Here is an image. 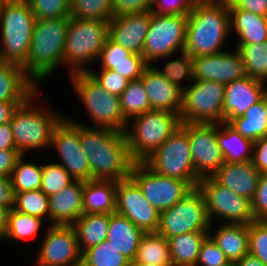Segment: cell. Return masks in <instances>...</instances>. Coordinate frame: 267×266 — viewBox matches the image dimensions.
<instances>
[{
	"label": "cell",
	"instance_id": "obj_10",
	"mask_svg": "<svg viewBox=\"0 0 267 266\" xmlns=\"http://www.w3.org/2000/svg\"><path fill=\"white\" fill-rule=\"evenodd\" d=\"M187 14L158 15L150 12V25L142 56L147 64L173 57L185 48ZM173 55V56H172Z\"/></svg>",
	"mask_w": 267,
	"mask_h": 266
},
{
	"label": "cell",
	"instance_id": "obj_17",
	"mask_svg": "<svg viewBox=\"0 0 267 266\" xmlns=\"http://www.w3.org/2000/svg\"><path fill=\"white\" fill-rule=\"evenodd\" d=\"M37 256L40 266H81L82 252L72 225H49Z\"/></svg>",
	"mask_w": 267,
	"mask_h": 266
},
{
	"label": "cell",
	"instance_id": "obj_44",
	"mask_svg": "<svg viewBox=\"0 0 267 266\" xmlns=\"http://www.w3.org/2000/svg\"><path fill=\"white\" fill-rule=\"evenodd\" d=\"M73 181L74 179L60 164H45L43 165L40 190L48 197H51L70 185Z\"/></svg>",
	"mask_w": 267,
	"mask_h": 266
},
{
	"label": "cell",
	"instance_id": "obj_61",
	"mask_svg": "<svg viewBox=\"0 0 267 266\" xmlns=\"http://www.w3.org/2000/svg\"><path fill=\"white\" fill-rule=\"evenodd\" d=\"M221 266H237V265H236V262L229 261V262H227V263H225L224 265H221Z\"/></svg>",
	"mask_w": 267,
	"mask_h": 266
},
{
	"label": "cell",
	"instance_id": "obj_60",
	"mask_svg": "<svg viewBox=\"0 0 267 266\" xmlns=\"http://www.w3.org/2000/svg\"><path fill=\"white\" fill-rule=\"evenodd\" d=\"M130 266H173V265H158V264H150V263H142L137 261H132Z\"/></svg>",
	"mask_w": 267,
	"mask_h": 266
},
{
	"label": "cell",
	"instance_id": "obj_25",
	"mask_svg": "<svg viewBox=\"0 0 267 266\" xmlns=\"http://www.w3.org/2000/svg\"><path fill=\"white\" fill-rule=\"evenodd\" d=\"M98 59L102 60L101 69H111L130 81L139 79L148 65L141 54L131 53L109 37L105 40Z\"/></svg>",
	"mask_w": 267,
	"mask_h": 266
},
{
	"label": "cell",
	"instance_id": "obj_43",
	"mask_svg": "<svg viewBox=\"0 0 267 266\" xmlns=\"http://www.w3.org/2000/svg\"><path fill=\"white\" fill-rule=\"evenodd\" d=\"M181 57L167 61L164 69H159L155 66L157 71L163 75L169 82L175 85L182 92L186 88L185 85L181 83L186 78L193 81L192 77V57H190L186 52L180 53ZM184 79V80H183Z\"/></svg>",
	"mask_w": 267,
	"mask_h": 266
},
{
	"label": "cell",
	"instance_id": "obj_8",
	"mask_svg": "<svg viewBox=\"0 0 267 266\" xmlns=\"http://www.w3.org/2000/svg\"><path fill=\"white\" fill-rule=\"evenodd\" d=\"M69 76L75 93L93 120V126L124 133L128 121L122 114L120 97L106 91L87 71Z\"/></svg>",
	"mask_w": 267,
	"mask_h": 266
},
{
	"label": "cell",
	"instance_id": "obj_45",
	"mask_svg": "<svg viewBox=\"0 0 267 266\" xmlns=\"http://www.w3.org/2000/svg\"><path fill=\"white\" fill-rule=\"evenodd\" d=\"M36 19L70 18L71 0H27Z\"/></svg>",
	"mask_w": 267,
	"mask_h": 266
},
{
	"label": "cell",
	"instance_id": "obj_57",
	"mask_svg": "<svg viewBox=\"0 0 267 266\" xmlns=\"http://www.w3.org/2000/svg\"><path fill=\"white\" fill-rule=\"evenodd\" d=\"M5 149H16L10 123L0 125V151Z\"/></svg>",
	"mask_w": 267,
	"mask_h": 266
},
{
	"label": "cell",
	"instance_id": "obj_22",
	"mask_svg": "<svg viewBox=\"0 0 267 266\" xmlns=\"http://www.w3.org/2000/svg\"><path fill=\"white\" fill-rule=\"evenodd\" d=\"M153 64H148L140 77L152 110L180 114L182 91L161 75Z\"/></svg>",
	"mask_w": 267,
	"mask_h": 266
},
{
	"label": "cell",
	"instance_id": "obj_11",
	"mask_svg": "<svg viewBox=\"0 0 267 266\" xmlns=\"http://www.w3.org/2000/svg\"><path fill=\"white\" fill-rule=\"evenodd\" d=\"M189 85L182 92L181 123L223 122L225 84L193 80Z\"/></svg>",
	"mask_w": 267,
	"mask_h": 266
},
{
	"label": "cell",
	"instance_id": "obj_36",
	"mask_svg": "<svg viewBox=\"0 0 267 266\" xmlns=\"http://www.w3.org/2000/svg\"><path fill=\"white\" fill-rule=\"evenodd\" d=\"M244 63L248 77L267 81V40L259 44H238L235 48Z\"/></svg>",
	"mask_w": 267,
	"mask_h": 266
},
{
	"label": "cell",
	"instance_id": "obj_54",
	"mask_svg": "<svg viewBox=\"0 0 267 266\" xmlns=\"http://www.w3.org/2000/svg\"><path fill=\"white\" fill-rule=\"evenodd\" d=\"M229 9H243L264 16L267 0H227Z\"/></svg>",
	"mask_w": 267,
	"mask_h": 266
},
{
	"label": "cell",
	"instance_id": "obj_5",
	"mask_svg": "<svg viewBox=\"0 0 267 266\" xmlns=\"http://www.w3.org/2000/svg\"><path fill=\"white\" fill-rule=\"evenodd\" d=\"M35 22L27 0H9L0 8V61L20 65L26 74Z\"/></svg>",
	"mask_w": 267,
	"mask_h": 266
},
{
	"label": "cell",
	"instance_id": "obj_18",
	"mask_svg": "<svg viewBox=\"0 0 267 266\" xmlns=\"http://www.w3.org/2000/svg\"><path fill=\"white\" fill-rule=\"evenodd\" d=\"M116 213L128 218L144 233L156 232L158 229L160 212L147 201L130 177L118 181Z\"/></svg>",
	"mask_w": 267,
	"mask_h": 266
},
{
	"label": "cell",
	"instance_id": "obj_6",
	"mask_svg": "<svg viewBox=\"0 0 267 266\" xmlns=\"http://www.w3.org/2000/svg\"><path fill=\"white\" fill-rule=\"evenodd\" d=\"M130 120L124 133L135 162H143L181 125L179 114L163 110H149Z\"/></svg>",
	"mask_w": 267,
	"mask_h": 266
},
{
	"label": "cell",
	"instance_id": "obj_19",
	"mask_svg": "<svg viewBox=\"0 0 267 266\" xmlns=\"http://www.w3.org/2000/svg\"><path fill=\"white\" fill-rule=\"evenodd\" d=\"M246 76L244 63L236 49L233 52L225 50L218 54L192 57L193 80L228 84Z\"/></svg>",
	"mask_w": 267,
	"mask_h": 266
},
{
	"label": "cell",
	"instance_id": "obj_48",
	"mask_svg": "<svg viewBox=\"0 0 267 266\" xmlns=\"http://www.w3.org/2000/svg\"><path fill=\"white\" fill-rule=\"evenodd\" d=\"M227 262L225 253L208 235L201 245L195 266H221Z\"/></svg>",
	"mask_w": 267,
	"mask_h": 266
},
{
	"label": "cell",
	"instance_id": "obj_1",
	"mask_svg": "<svg viewBox=\"0 0 267 266\" xmlns=\"http://www.w3.org/2000/svg\"><path fill=\"white\" fill-rule=\"evenodd\" d=\"M79 123V137L91 169V180L120 181L129 178L132 159L125 133Z\"/></svg>",
	"mask_w": 267,
	"mask_h": 266
},
{
	"label": "cell",
	"instance_id": "obj_58",
	"mask_svg": "<svg viewBox=\"0 0 267 266\" xmlns=\"http://www.w3.org/2000/svg\"><path fill=\"white\" fill-rule=\"evenodd\" d=\"M237 266H265L264 263L251 253H247L236 262Z\"/></svg>",
	"mask_w": 267,
	"mask_h": 266
},
{
	"label": "cell",
	"instance_id": "obj_41",
	"mask_svg": "<svg viewBox=\"0 0 267 266\" xmlns=\"http://www.w3.org/2000/svg\"><path fill=\"white\" fill-rule=\"evenodd\" d=\"M70 17L110 21L113 17L112 0H71Z\"/></svg>",
	"mask_w": 267,
	"mask_h": 266
},
{
	"label": "cell",
	"instance_id": "obj_59",
	"mask_svg": "<svg viewBox=\"0 0 267 266\" xmlns=\"http://www.w3.org/2000/svg\"><path fill=\"white\" fill-rule=\"evenodd\" d=\"M10 209L0 205V239L6 237Z\"/></svg>",
	"mask_w": 267,
	"mask_h": 266
},
{
	"label": "cell",
	"instance_id": "obj_52",
	"mask_svg": "<svg viewBox=\"0 0 267 266\" xmlns=\"http://www.w3.org/2000/svg\"><path fill=\"white\" fill-rule=\"evenodd\" d=\"M251 162L263 174L267 173V135L253 145Z\"/></svg>",
	"mask_w": 267,
	"mask_h": 266
},
{
	"label": "cell",
	"instance_id": "obj_14",
	"mask_svg": "<svg viewBox=\"0 0 267 266\" xmlns=\"http://www.w3.org/2000/svg\"><path fill=\"white\" fill-rule=\"evenodd\" d=\"M147 201L160 213L184 198L194 188L186 181L159 175L144 162H135L129 176Z\"/></svg>",
	"mask_w": 267,
	"mask_h": 266
},
{
	"label": "cell",
	"instance_id": "obj_21",
	"mask_svg": "<svg viewBox=\"0 0 267 266\" xmlns=\"http://www.w3.org/2000/svg\"><path fill=\"white\" fill-rule=\"evenodd\" d=\"M265 85L248 76L225 84L223 121L229 123L232 119L243 116L249 107L267 94Z\"/></svg>",
	"mask_w": 267,
	"mask_h": 266
},
{
	"label": "cell",
	"instance_id": "obj_55",
	"mask_svg": "<svg viewBox=\"0 0 267 266\" xmlns=\"http://www.w3.org/2000/svg\"><path fill=\"white\" fill-rule=\"evenodd\" d=\"M14 198L11 179L9 177L0 178V205L11 210L14 207Z\"/></svg>",
	"mask_w": 267,
	"mask_h": 266
},
{
	"label": "cell",
	"instance_id": "obj_53",
	"mask_svg": "<svg viewBox=\"0 0 267 266\" xmlns=\"http://www.w3.org/2000/svg\"><path fill=\"white\" fill-rule=\"evenodd\" d=\"M22 154L17 149H5L0 151V178L11 176L17 160Z\"/></svg>",
	"mask_w": 267,
	"mask_h": 266
},
{
	"label": "cell",
	"instance_id": "obj_9",
	"mask_svg": "<svg viewBox=\"0 0 267 266\" xmlns=\"http://www.w3.org/2000/svg\"><path fill=\"white\" fill-rule=\"evenodd\" d=\"M143 162L159 175L186 181L193 188L201 180L192 162L188 133L181 126Z\"/></svg>",
	"mask_w": 267,
	"mask_h": 266
},
{
	"label": "cell",
	"instance_id": "obj_31",
	"mask_svg": "<svg viewBox=\"0 0 267 266\" xmlns=\"http://www.w3.org/2000/svg\"><path fill=\"white\" fill-rule=\"evenodd\" d=\"M216 138L225 162L239 163L252 160L253 145L229 123H216Z\"/></svg>",
	"mask_w": 267,
	"mask_h": 266
},
{
	"label": "cell",
	"instance_id": "obj_49",
	"mask_svg": "<svg viewBox=\"0 0 267 266\" xmlns=\"http://www.w3.org/2000/svg\"><path fill=\"white\" fill-rule=\"evenodd\" d=\"M200 0H154L152 13L158 15H184L188 14Z\"/></svg>",
	"mask_w": 267,
	"mask_h": 266
},
{
	"label": "cell",
	"instance_id": "obj_27",
	"mask_svg": "<svg viewBox=\"0 0 267 266\" xmlns=\"http://www.w3.org/2000/svg\"><path fill=\"white\" fill-rule=\"evenodd\" d=\"M214 225L210 224L208 235L225 253L228 261L237 262L249 252L247 224L221 223L216 231L213 229Z\"/></svg>",
	"mask_w": 267,
	"mask_h": 266
},
{
	"label": "cell",
	"instance_id": "obj_47",
	"mask_svg": "<svg viewBox=\"0 0 267 266\" xmlns=\"http://www.w3.org/2000/svg\"><path fill=\"white\" fill-rule=\"evenodd\" d=\"M91 76L109 93L120 96L130 80L111 69H101L100 75L89 69Z\"/></svg>",
	"mask_w": 267,
	"mask_h": 266
},
{
	"label": "cell",
	"instance_id": "obj_12",
	"mask_svg": "<svg viewBox=\"0 0 267 266\" xmlns=\"http://www.w3.org/2000/svg\"><path fill=\"white\" fill-rule=\"evenodd\" d=\"M197 188L202 193L211 224L215 218L223 223L249 224L255 220L251 201L218 184L212 177L202 178Z\"/></svg>",
	"mask_w": 267,
	"mask_h": 266
},
{
	"label": "cell",
	"instance_id": "obj_29",
	"mask_svg": "<svg viewBox=\"0 0 267 266\" xmlns=\"http://www.w3.org/2000/svg\"><path fill=\"white\" fill-rule=\"evenodd\" d=\"M230 33L238 37L237 44H259L267 40L264 16L243 9H229Z\"/></svg>",
	"mask_w": 267,
	"mask_h": 266
},
{
	"label": "cell",
	"instance_id": "obj_16",
	"mask_svg": "<svg viewBox=\"0 0 267 266\" xmlns=\"http://www.w3.org/2000/svg\"><path fill=\"white\" fill-rule=\"evenodd\" d=\"M50 147H54L60 157V164L77 181H90L91 169L79 137V123L64 117L56 126Z\"/></svg>",
	"mask_w": 267,
	"mask_h": 266
},
{
	"label": "cell",
	"instance_id": "obj_13",
	"mask_svg": "<svg viewBox=\"0 0 267 266\" xmlns=\"http://www.w3.org/2000/svg\"><path fill=\"white\" fill-rule=\"evenodd\" d=\"M210 224L203 195L198 188H194L172 207L160 213L156 232L168 239L182 233L208 231Z\"/></svg>",
	"mask_w": 267,
	"mask_h": 266
},
{
	"label": "cell",
	"instance_id": "obj_26",
	"mask_svg": "<svg viewBox=\"0 0 267 266\" xmlns=\"http://www.w3.org/2000/svg\"><path fill=\"white\" fill-rule=\"evenodd\" d=\"M38 86L22 66L0 61V102L26 101Z\"/></svg>",
	"mask_w": 267,
	"mask_h": 266
},
{
	"label": "cell",
	"instance_id": "obj_50",
	"mask_svg": "<svg viewBox=\"0 0 267 266\" xmlns=\"http://www.w3.org/2000/svg\"><path fill=\"white\" fill-rule=\"evenodd\" d=\"M251 210L257 220H267V173L261 174L253 200Z\"/></svg>",
	"mask_w": 267,
	"mask_h": 266
},
{
	"label": "cell",
	"instance_id": "obj_15",
	"mask_svg": "<svg viewBox=\"0 0 267 266\" xmlns=\"http://www.w3.org/2000/svg\"><path fill=\"white\" fill-rule=\"evenodd\" d=\"M190 143L197 176L212 177L225 163L216 138V123H181Z\"/></svg>",
	"mask_w": 267,
	"mask_h": 266
},
{
	"label": "cell",
	"instance_id": "obj_56",
	"mask_svg": "<svg viewBox=\"0 0 267 266\" xmlns=\"http://www.w3.org/2000/svg\"><path fill=\"white\" fill-rule=\"evenodd\" d=\"M25 101H2L0 102V125L10 123L15 110Z\"/></svg>",
	"mask_w": 267,
	"mask_h": 266
},
{
	"label": "cell",
	"instance_id": "obj_46",
	"mask_svg": "<svg viewBox=\"0 0 267 266\" xmlns=\"http://www.w3.org/2000/svg\"><path fill=\"white\" fill-rule=\"evenodd\" d=\"M249 253L267 266V220H257L248 224Z\"/></svg>",
	"mask_w": 267,
	"mask_h": 266
},
{
	"label": "cell",
	"instance_id": "obj_42",
	"mask_svg": "<svg viewBox=\"0 0 267 266\" xmlns=\"http://www.w3.org/2000/svg\"><path fill=\"white\" fill-rule=\"evenodd\" d=\"M14 210L49 219V197L40 189L15 193ZM46 216V217H45Z\"/></svg>",
	"mask_w": 267,
	"mask_h": 266
},
{
	"label": "cell",
	"instance_id": "obj_4",
	"mask_svg": "<svg viewBox=\"0 0 267 266\" xmlns=\"http://www.w3.org/2000/svg\"><path fill=\"white\" fill-rule=\"evenodd\" d=\"M39 91L19 105L10 121L16 149L22 155L32 149L49 148L56 126L65 117L48 105L38 106L34 101L40 97Z\"/></svg>",
	"mask_w": 267,
	"mask_h": 266
},
{
	"label": "cell",
	"instance_id": "obj_51",
	"mask_svg": "<svg viewBox=\"0 0 267 266\" xmlns=\"http://www.w3.org/2000/svg\"><path fill=\"white\" fill-rule=\"evenodd\" d=\"M154 0H112L113 16L151 11Z\"/></svg>",
	"mask_w": 267,
	"mask_h": 266
},
{
	"label": "cell",
	"instance_id": "obj_39",
	"mask_svg": "<svg viewBox=\"0 0 267 266\" xmlns=\"http://www.w3.org/2000/svg\"><path fill=\"white\" fill-rule=\"evenodd\" d=\"M130 263L106 240L82 252L81 266H130Z\"/></svg>",
	"mask_w": 267,
	"mask_h": 266
},
{
	"label": "cell",
	"instance_id": "obj_40",
	"mask_svg": "<svg viewBox=\"0 0 267 266\" xmlns=\"http://www.w3.org/2000/svg\"><path fill=\"white\" fill-rule=\"evenodd\" d=\"M42 221V218L20 213L12 208L9 212L5 239L21 241L32 238L41 228Z\"/></svg>",
	"mask_w": 267,
	"mask_h": 266
},
{
	"label": "cell",
	"instance_id": "obj_62",
	"mask_svg": "<svg viewBox=\"0 0 267 266\" xmlns=\"http://www.w3.org/2000/svg\"><path fill=\"white\" fill-rule=\"evenodd\" d=\"M9 0H0V8H2Z\"/></svg>",
	"mask_w": 267,
	"mask_h": 266
},
{
	"label": "cell",
	"instance_id": "obj_32",
	"mask_svg": "<svg viewBox=\"0 0 267 266\" xmlns=\"http://www.w3.org/2000/svg\"><path fill=\"white\" fill-rule=\"evenodd\" d=\"M110 223L109 213H83L72 225L81 252L106 240Z\"/></svg>",
	"mask_w": 267,
	"mask_h": 266
},
{
	"label": "cell",
	"instance_id": "obj_38",
	"mask_svg": "<svg viewBox=\"0 0 267 266\" xmlns=\"http://www.w3.org/2000/svg\"><path fill=\"white\" fill-rule=\"evenodd\" d=\"M24 158L25 155H22L17 160L10 176L14 194L38 190L41 187L43 165L25 162Z\"/></svg>",
	"mask_w": 267,
	"mask_h": 266
},
{
	"label": "cell",
	"instance_id": "obj_35",
	"mask_svg": "<svg viewBox=\"0 0 267 266\" xmlns=\"http://www.w3.org/2000/svg\"><path fill=\"white\" fill-rule=\"evenodd\" d=\"M134 261L158 265H173L168 240L157 232L144 233Z\"/></svg>",
	"mask_w": 267,
	"mask_h": 266
},
{
	"label": "cell",
	"instance_id": "obj_33",
	"mask_svg": "<svg viewBox=\"0 0 267 266\" xmlns=\"http://www.w3.org/2000/svg\"><path fill=\"white\" fill-rule=\"evenodd\" d=\"M208 231L187 232L169 237L168 244L173 266H195L198 253Z\"/></svg>",
	"mask_w": 267,
	"mask_h": 266
},
{
	"label": "cell",
	"instance_id": "obj_23",
	"mask_svg": "<svg viewBox=\"0 0 267 266\" xmlns=\"http://www.w3.org/2000/svg\"><path fill=\"white\" fill-rule=\"evenodd\" d=\"M261 174L251 161L239 163L225 162L212 178L218 184L252 201Z\"/></svg>",
	"mask_w": 267,
	"mask_h": 266
},
{
	"label": "cell",
	"instance_id": "obj_34",
	"mask_svg": "<svg viewBox=\"0 0 267 266\" xmlns=\"http://www.w3.org/2000/svg\"><path fill=\"white\" fill-rule=\"evenodd\" d=\"M229 124L243 137L253 143L267 135V94L253 104L243 116L232 119Z\"/></svg>",
	"mask_w": 267,
	"mask_h": 266
},
{
	"label": "cell",
	"instance_id": "obj_3",
	"mask_svg": "<svg viewBox=\"0 0 267 266\" xmlns=\"http://www.w3.org/2000/svg\"><path fill=\"white\" fill-rule=\"evenodd\" d=\"M70 18L36 19L27 58V75L36 83L63 64Z\"/></svg>",
	"mask_w": 267,
	"mask_h": 266
},
{
	"label": "cell",
	"instance_id": "obj_28",
	"mask_svg": "<svg viewBox=\"0 0 267 266\" xmlns=\"http://www.w3.org/2000/svg\"><path fill=\"white\" fill-rule=\"evenodd\" d=\"M144 232L128 218L118 214H110V223L106 241L110 242L119 253L134 261L139 242Z\"/></svg>",
	"mask_w": 267,
	"mask_h": 266
},
{
	"label": "cell",
	"instance_id": "obj_63",
	"mask_svg": "<svg viewBox=\"0 0 267 266\" xmlns=\"http://www.w3.org/2000/svg\"><path fill=\"white\" fill-rule=\"evenodd\" d=\"M266 21H267V9H266V12H265V15H264Z\"/></svg>",
	"mask_w": 267,
	"mask_h": 266
},
{
	"label": "cell",
	"instance_id": "obj_20",
	"mask_svg": "<svg viewBox=\"0 0 267 266\" xmlns=\"http://www.w3.org/2000/svg\"><path fill=\"white\" fill-rule=\"evenodd\" d=\"M149 25L150 11L113 16L108 24V37L131 53L142 55Z\"/></svg>",
	"mask_w": 267,
	"mask_h": 266
},
{
	"label": "cell",
	"instance_id": "obj_7",
	"mask_svg": "<svg viewBox=\"0 0 267 266\" xmlns=\"http://www.w3.org/2000/svg\"><path fill=\"white\" fill-rule=\"evenodd\" d=\"M108 24L109 21L70 17L63 56L69 75L88 72V65L97 62L108 37Z\"/></svg>",
	"mask_w": 267,
	"mask_h": 266
},
{
	"label": "cell",
	"instance_id": "obj_2",
	"mask_svg": "<svg viewBox=\"0 0 267 266\" xmlns=\"http://www.w3.org/2000/svg\"><path fill=\"white\" fill-rule=\"evenodd\" d=\"M184 52L190 57L223 52L230 37V14L227 0H200L187 14Z\"/></svg>",
	"mask_w": 267,
	"mask_h": 266
},
{
	"label": "cell",
	"instance_id": "obj_30",
	"mask_svg": "<svg viewBox=\"0 0 267 266\" xmlns=\"http://www.w3.org/2000/svg\"><path fill=\"white\" fill-rule=\"evenodd\" d=\"M117 184L114 180L84 182L83 213H115Z\"/></svg>",
	"mask_w": 267,
	"mask_h": 266
},
{
	"label": "cell",
	"instance_id": "obj_37",
	"mask_svg": "<svg viewBox=\"0 0 267 266\" xmlns=\"http://www.w3.org/2000/svg\"><path fill=\"white\" fill-rule=\"evenodd\" d=\"M119 97L121 111L127 121L152 110L148 95L140 78L130 81Z\"/></svg>",
	"mask_w": 267,
	"mask_h": 266
},
{
	"label": "cell",
	"instance_id": "obj_24",
	"mask_svg": "<svg viewBox=\"0 0 267 266\" xmlns=\"http://www.w3.org/2000/svg\"><path fill=\"white\" fill-rule=\"evenodd\" d=\"M84 182L74 180L60 192L49 197L51 225H73L83 214Z\"/></svg>",
	"mask_w": 267,
	"mask_h": 266
}]
</instances>
